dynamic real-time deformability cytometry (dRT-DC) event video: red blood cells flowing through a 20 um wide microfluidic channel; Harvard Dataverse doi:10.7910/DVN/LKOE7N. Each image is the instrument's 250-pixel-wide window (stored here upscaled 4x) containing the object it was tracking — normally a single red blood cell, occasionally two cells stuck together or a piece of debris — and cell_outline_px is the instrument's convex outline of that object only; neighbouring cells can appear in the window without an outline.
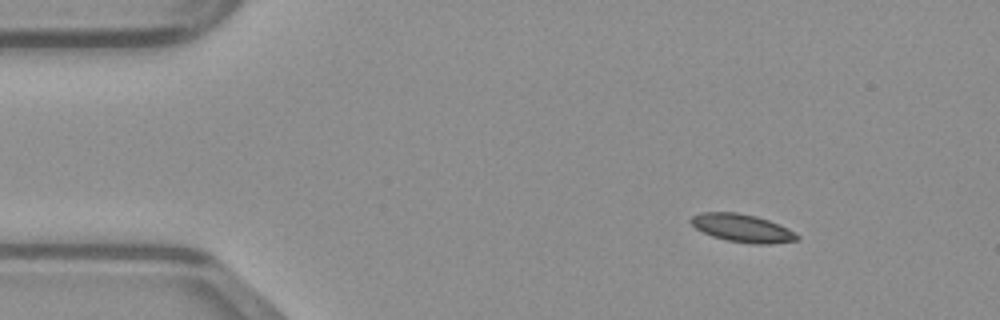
{"species": "common noctule bat (a hibernating species)", "species_latin": "Nyctalus noctula", "temperature_condition": "warm", "stored_images_in_passage": 43, "camera_frame_rate_fps": 3000, "um_per_image_px": 0.085, "animal": {"sex": "male", "body_mass_g": 23.1, "forearm_length_mm": 52.7}, "frame": {"image": 1, "passage_image": 1, "time_ms": 0.0, "image_size_px": [1000, 320], "cell_outline_px": [[800, 240], [768, 244], [756, 244], [728, 240], [712, 236], [696, 228], [688, 220], [692, 216], [700, 212], [736, 212], [756, 216], [768, 220], [788, 228], [800, 236]], "centroid_in_image_um": [63.1, 19.38], "position_along_channel_um": 21.9, "area_um2": 17.22}}
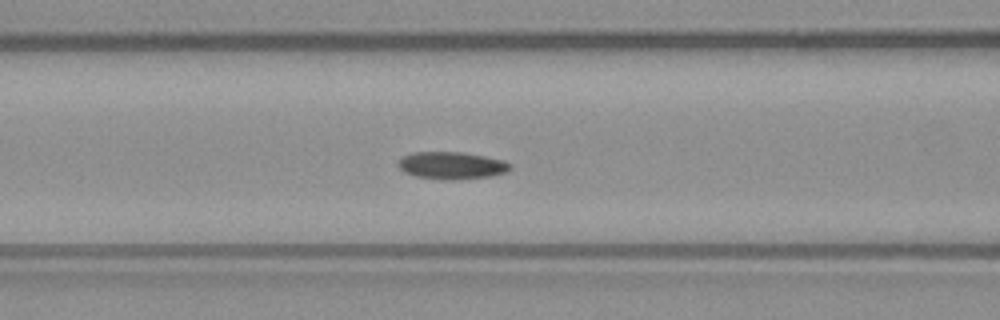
{"frame": {"image": 2, "passage_image": 14, "time_ms": 4.333, "image_size_px": [1000, 320], "cell_outline_px": [[512, 168], [504, 172], [492, 176], [452, 180], [440, 180], [416, 176], [404, 172], [396, 164], [400, 156], [412, 152], [464, 152], [504, 160], [512, 164]], "centroid_in_image_um": [38.36, 14.06], "position_along_channel_um": 128.2, "area_um2": 18.09}}
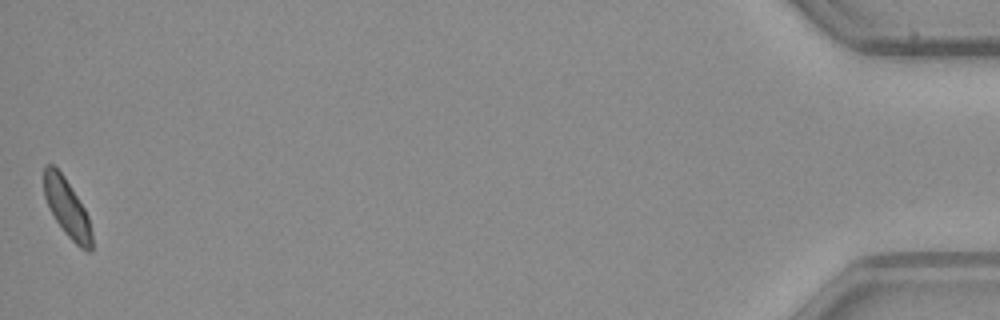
{"frame": {"image": 3, "passage_image": 43, "time_ms": 14.0, "image_size_px": [1000, 320], "cell_outline_px": [[92, 252], [88, 252], [80, 248], [64, 232], [56, 220], [44, 196], [44, 164], [52, 164], [64, 176], [84, 208], [88, 216], [92, 232]], "centroid_in_image_um": [5.71, 17.7], "position_along_channel_um": 429.5, "area_um2": 16.01}}